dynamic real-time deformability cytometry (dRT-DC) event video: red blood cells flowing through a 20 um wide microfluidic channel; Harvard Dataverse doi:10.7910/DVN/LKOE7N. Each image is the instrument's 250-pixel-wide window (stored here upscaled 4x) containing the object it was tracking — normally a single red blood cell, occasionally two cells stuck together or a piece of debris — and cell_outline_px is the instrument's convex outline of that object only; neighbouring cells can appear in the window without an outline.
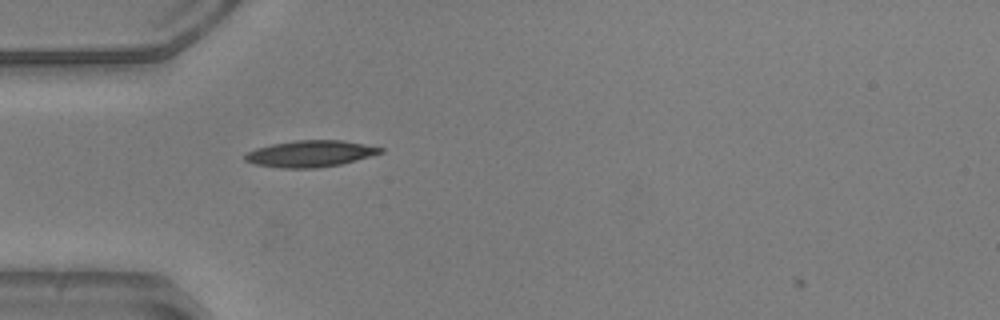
{"species": "common noctule bat (a hibernating species)", "species_latin": "Nyctalus noctula", "temperature_condition": "warm", "stored_images_in_passage": 2, "camera_frame_rate_fps": 3000, "um_per_image_px": 0.085, "animal": {"sex": "male", "body_mass_g": 20.5, "forearm_length_mm": 52.5}, "frame": {"image": 1, "passage_image": 1, "time_ms": 0.0, "image_size_px": [1000, 320], "cell_outline_px": [[384, 152], [356, 160], [340, 164], [316, 168], [284, 168], [256, 164], [244, 160], [244, 156], [248, 152], [256, 148], [272, 144], [296, 140], [344, 140], [384, 148]], "centroid_in_image_um": [26.4, 13.05], "position_along_channel_um": 58.6, "area_um2": 20.75}}